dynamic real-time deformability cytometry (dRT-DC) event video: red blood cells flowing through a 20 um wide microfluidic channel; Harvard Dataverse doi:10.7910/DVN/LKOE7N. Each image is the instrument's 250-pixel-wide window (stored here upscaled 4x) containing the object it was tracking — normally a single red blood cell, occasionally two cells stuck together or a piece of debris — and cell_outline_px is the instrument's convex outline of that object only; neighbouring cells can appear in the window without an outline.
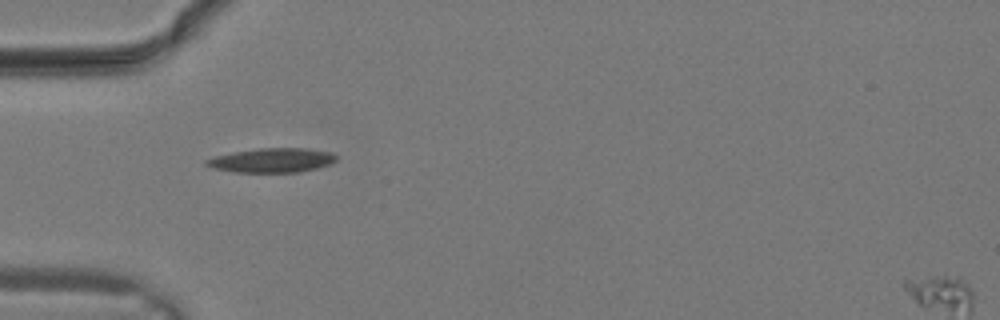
{"species": "common noctule bat (a hibernating species)", "species_latin": "Nyctalus noctula", "temperature_condition": "warm", "stored_images_in_passage": 19, "camera_frame_rate_fps": 3000, "um_per_image_px": 0.085, "animal": {"sex": "male", "body_mass_g": 19.2, "forearm_length_mm": 51.8}, "frame": {"image": 1, "passage_image": 1, "time_ms": 0.0, "image_size_px": [1000, 320], "cell_outline_px": [[336, 160], [328, 164], [316, 168], [296, 172], [232, 172], [212, 168], [204, 164], [204, 160], [216, 156], [232, 152], [260, 148], [304, 148], [332, 152], [336, 156]], "centroid_in_image_um": [23.07, 13.62], "position_along_channel_um": 61.9, "area_um2": 18.32}}
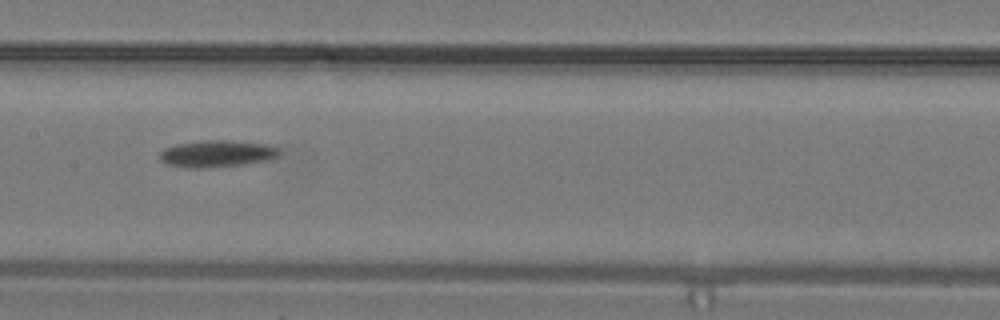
{"frame": {"image": 2, "passage_image": 7, "time_ms": 2.0, "image_size_px": [1000, 320], "cell_outline_px": [[280, 152], [276, 156], [268, 160], [244, 164], [200, 168], [188, 168], [168, 164], [160, 160], [160, 152], [164, 148], [176, 144], [204, 140], [228, 140], [268, 144], [280, 148]], "centroid_in_image_um": [18.44, 13.05], "position_along_channel_um": 189.0, "area_um2": 18.67}}
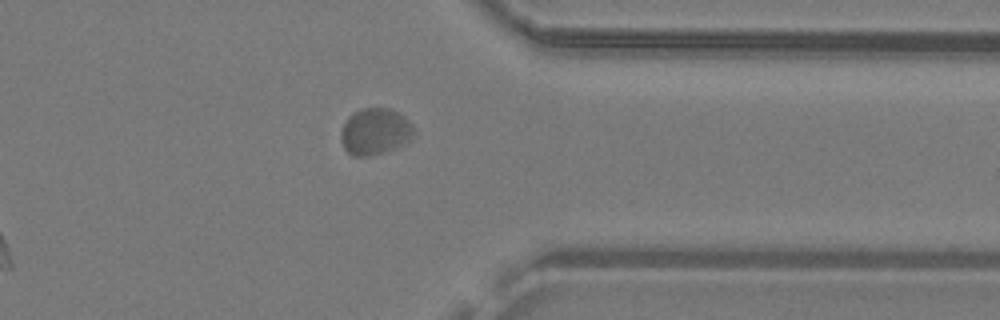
{"frame": {"image": 3, "passage_image": 16, "time_ms": 5.0, "image_size_px": [1000, 320], "cell_outline_px": [[416, 132], [408, 140], [396, 148], [384, 152], [368, 156], [352, 156], [344, 148], [340, 140], [340, 132], [348, 116], [352, 112], [360, 108], [388, 108], [396, 112], [408, 120]], "centroid_in_image_um": [31.84, 11.18], "position_along_channel_um": 379.6, "area_um2": 19.77}}